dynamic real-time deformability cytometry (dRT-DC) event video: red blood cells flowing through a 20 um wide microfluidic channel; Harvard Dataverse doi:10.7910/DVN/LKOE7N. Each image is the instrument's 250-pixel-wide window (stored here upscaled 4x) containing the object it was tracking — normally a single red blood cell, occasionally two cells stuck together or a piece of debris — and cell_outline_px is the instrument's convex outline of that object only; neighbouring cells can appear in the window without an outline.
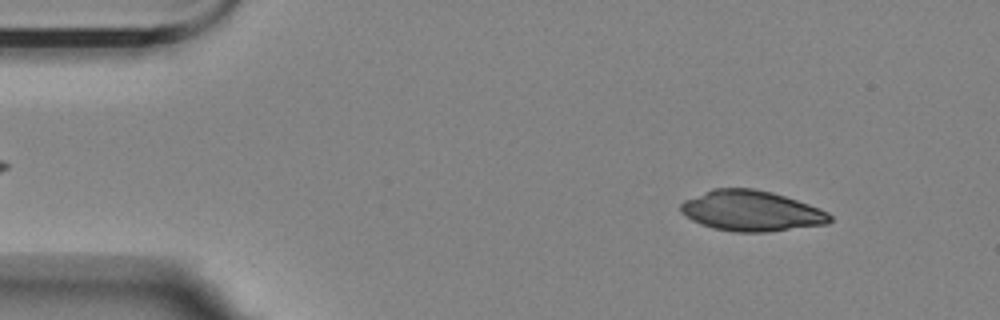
{"species": "Egyptian fruit bat (a non-hibernating species)", "species_latin": "Rousettus aegyptiacus", "temperature_condition": "room temperature", "stored_images_in_passage": 54, "camera_frame_rate_fps": 3000, "um_per_image_px": 0.085, "animal": {"sex": "female"}, "frame": {"image": 1, "passage_image": 5, "time_ms": 1.333, "image_size_px": [1000, 320], "cell_outline_px": [[832, 220], [828, 224], [768, 232], [736, 232], [712, 228], [700, 224], [692, 220], [680, 212], [680, 204], [684, 200], [712, 188], [752, 188], [772, 192], [820, 208], [828, 212], [832, 216]], "centroid_in_image_um": [63.86, 17.93], "position_along_channel_um": 21.1, "area_um2": 35.37}}
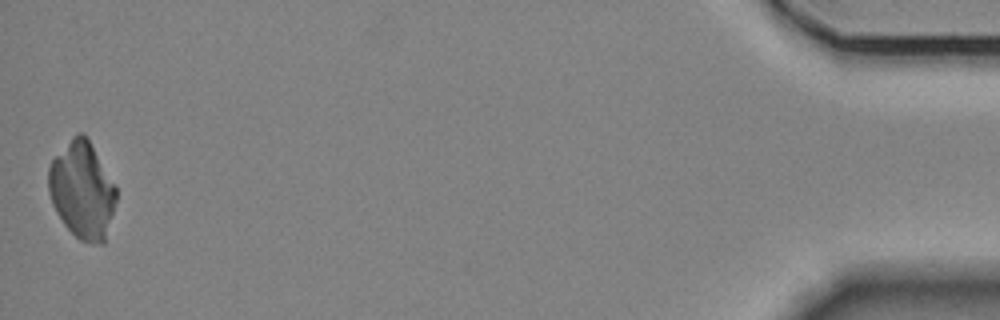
{"frame": {"image": 2, "passage_image": 54, "time_ms": 17.667, "image_size_px": [1000, 320], "cell_outline_px": [[116, 200], [104, 244], [100, 244], [80, 240], [64, 224], [52, 204], [48, 192], [48, 168], [52, 160], [72, 136], [76, 132], [84, 132], [116, 184]], "centroid_in_image_um": [6.98, 16.13], "position_along_channel_um": 428.2, "area_um2": 38.21}}